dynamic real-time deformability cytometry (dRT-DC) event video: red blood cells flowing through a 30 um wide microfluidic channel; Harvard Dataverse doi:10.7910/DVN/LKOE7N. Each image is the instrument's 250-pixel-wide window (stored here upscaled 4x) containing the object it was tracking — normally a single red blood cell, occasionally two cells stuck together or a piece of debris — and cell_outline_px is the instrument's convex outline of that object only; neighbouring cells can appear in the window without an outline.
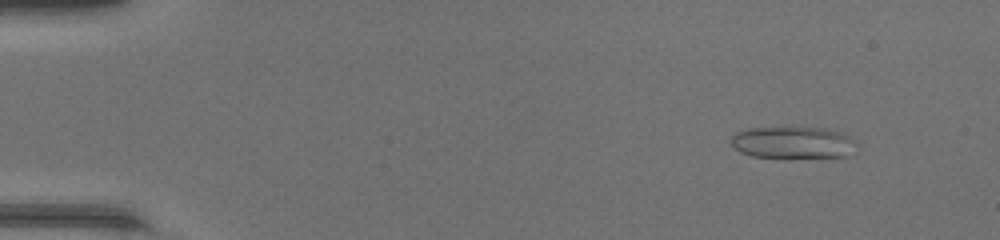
{"species": "common noctule bat (a hibernating species)", "species_latin": "Nyctalus noctula", "temperature_condition": "warm", "stored_images_in_passage": 48, "camera_frame_rate_fps": 3000, "um_per_image_px": 0.085, "animal": {"sex": "female", "body_mass_g": 17.0, "forearm_length_mm": 48.0}, "frame": {"image": 1, "passage_image": 5, "time_ms": 1.333, "image_size_px": [1000, 240], "cell_outline_px": [[860, 144], [848, 156], [752, 156], [740, 152], [732, 148], [728, 140], [736, 132], [748, 128], [824, 128], [840, 132], [856, 140]], "centroid_in_image_um": [67.38, 12.1], "position_along_channel_um": 17.6, "area_um2": 23.12}}
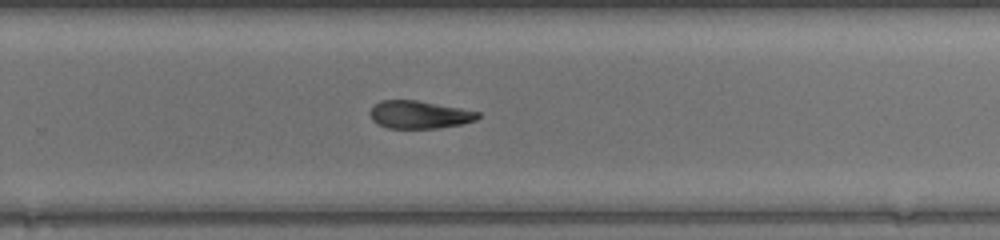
{"frame": {"image": 2, "passage_image": 32, "time_ms": 10.333, "image_size_px": [1000, 240], "cell_outline_px": [[480, 116], [476, 120], [460, 124], [436, 128], [388, 128], [376, 124], [372, 120], [372, 108], [380, 100], [416, 100], [460, 108], [480, 112]], "centroid_in_image_um": [35.65, 9.75], "position_along_channel_um": 294.2, "area_um2": 17.22}}
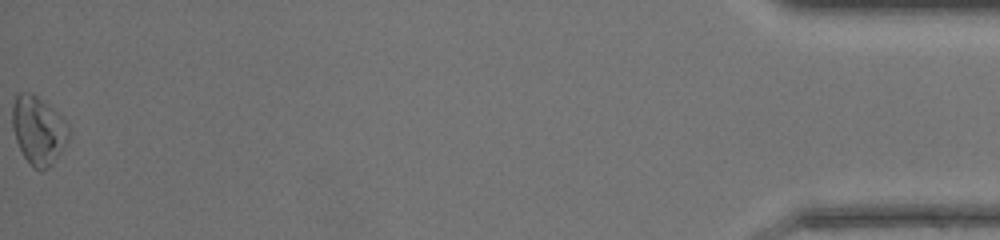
{"frame": {"image": 3, "passage_image": 48, "time_ms": 15.667, "image_size_px": [1000, 240], "cell_outline_px": [[68, 136], [60, 152], [48, 168], [40, 172], [24, 156], [16, 140], [12, 128], [12, 108], [16, 96], [20, 92], [32, 92], [48, 104], [68, 124]], "centroid_in_image_um": [3.23, 11.04], "position_along_channel_um": 432.0, "area_um2": 21.96}, "authors_computed_cell_mechanics": {"area_um2": 19.1607, "velocity_mm_per_s": 4.427, "shape_relaxation_time_tau1_ms": 3.8503, "shape_relaxation_time_tau2_ms": 3.1307, "deformation_change_tau1": 0.1507, "deformation_change_tau2": 0.1001}}